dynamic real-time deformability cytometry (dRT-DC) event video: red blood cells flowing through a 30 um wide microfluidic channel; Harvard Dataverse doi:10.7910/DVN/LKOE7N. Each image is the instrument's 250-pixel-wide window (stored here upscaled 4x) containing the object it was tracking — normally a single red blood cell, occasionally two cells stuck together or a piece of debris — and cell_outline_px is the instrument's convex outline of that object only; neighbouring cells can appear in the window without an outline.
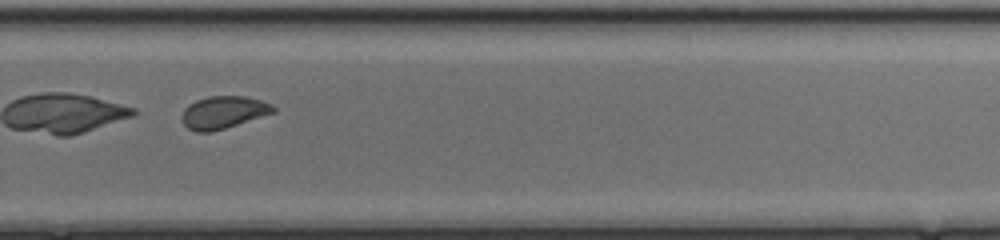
{"species": "common noctule bat (a hibernating species)", "species_latin": "Nyctalus noctula", "temperature_condition": "cold", "stored_images_in_passage": 34, "camera_frame_rate_fps": 3000, "um_per_image_px": 0.085, "animal": {"sex": "female", "body_mass_g": 17.0, "forearm_length_mm": 48.0}, "frame": {"image": 1, "passage_image": 20, "time_ms": 6.333, "image_size_px": [1000, 240], "cell_outline_px": [[276, 112], [212, 132], [196, 132], [188, 128], [180, 120], [180, 116], [184, 108], [188, 104], [196, 100], [208, 96], [244, 96], [260, 100], [272, 104], [276, 108]], "centroid_in_image_um": [18.96, 9.55], "position_along_channel_um": 310.8, "area_um2": 17.46}}